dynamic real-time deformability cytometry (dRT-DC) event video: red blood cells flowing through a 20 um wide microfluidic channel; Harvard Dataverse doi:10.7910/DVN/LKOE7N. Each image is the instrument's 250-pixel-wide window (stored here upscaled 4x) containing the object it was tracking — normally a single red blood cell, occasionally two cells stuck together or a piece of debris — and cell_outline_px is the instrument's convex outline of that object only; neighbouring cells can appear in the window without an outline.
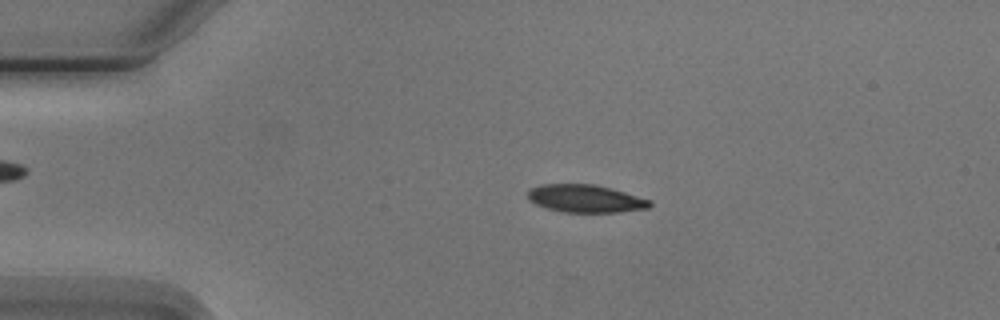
{"species": "Egyptian fruit bat (a non-hibernating species)", "species_latin": "Rousettus aegyptiacus", "temperature_condition": "cold", "stored_images_in_passage": 2, "camera_frame_rate_fps": 3000, "um_per_image_px": 0.085, "animal": {"sex": "male"}, "frame": {"image": 1, "passage_image": 1, "time_ms": 0.0, "image_size_px": [1000, 320], "cell_outline_px": [[652, 204], [648, 208], [620, 212], [564, 212], [548, 208], [536, 204], [528, 200], [528, 192], [532, 188], [540, 184], [596, 184], [612, 188], [652, 200]], "centroid_in_image_um": [49.79, 16.87], "position_along_channel_um": 35.2, "area_um2": 19.77}}